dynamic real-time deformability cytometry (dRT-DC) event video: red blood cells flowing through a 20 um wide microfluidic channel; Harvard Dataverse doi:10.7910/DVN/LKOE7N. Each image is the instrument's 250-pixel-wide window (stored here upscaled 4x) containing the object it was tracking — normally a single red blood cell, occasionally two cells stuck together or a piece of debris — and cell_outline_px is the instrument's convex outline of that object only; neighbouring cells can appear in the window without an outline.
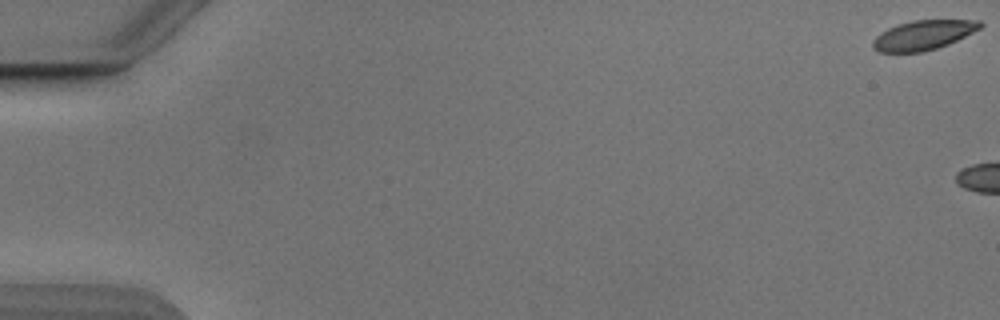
{"species": "Egyptian fruit bat (a non-hibernating species)", "species_latin": "Rousettus aegyptiacus", "temperature_condition": "cold", "stored_images_in_passage": 5, "camera_frame_rate_fps": 3000, "um_per_image_px": 0.085, "animal": {"sex": "male"}, "frame": {"image": 1, "passage_image": 1, "time_ms": 0.0, "image_size_px": [1000, 320], "cell_outline_px": [[984, 24], [980, 28], [948, 44], [924, 52], [880, 52], [872, 48], [872, 40], [880, 32], [888, 28], [912, 20], [980, 20]], "centroid_in_image_um": [78.45, 2.98], "position_along_channel_um": 6.5, "area_um2": 18.38}}